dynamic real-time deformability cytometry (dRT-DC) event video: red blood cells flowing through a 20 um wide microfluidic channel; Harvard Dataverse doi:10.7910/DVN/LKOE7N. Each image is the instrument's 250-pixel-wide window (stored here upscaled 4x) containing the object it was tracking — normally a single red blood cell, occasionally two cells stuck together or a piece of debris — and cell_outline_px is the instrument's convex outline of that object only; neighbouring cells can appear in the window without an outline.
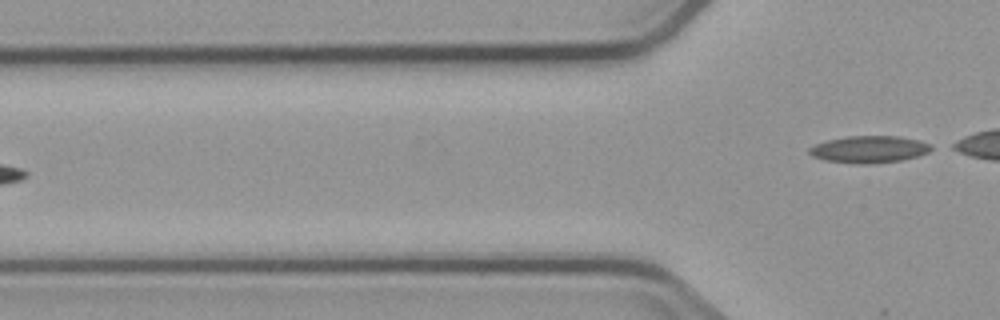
{"species": "common noctule bat (a hibernating species)", "species_latin": "Nyctalus noctula", "temperature_condition": "cold", "stored_images_in_passage": 6, "camera_frame_rate_fps": 3000, "um_per_image_px": 0.085, "animal": {"sex": "male", "body_mass_g": 23.1, "forearm_length_mm": 52.7}, "frame": {"image": 1, "passage_image": 6, "time_ms": 6.0, "image_size_px": [1000, 320], "cell_outline_px": [[936, 148], [920, 156], [900, 160], [872, 164], [852, 164], [824, 160], [812, 156], [808, 152], [808, 148], [816, 144], [828, 140], [848, 136], [896, 136], [920, 140], [932, 144]], "centroid_in_image_um": [73.92, 12.7], "position_along_channel_um": 51.9, "area_um2": 19.48}}